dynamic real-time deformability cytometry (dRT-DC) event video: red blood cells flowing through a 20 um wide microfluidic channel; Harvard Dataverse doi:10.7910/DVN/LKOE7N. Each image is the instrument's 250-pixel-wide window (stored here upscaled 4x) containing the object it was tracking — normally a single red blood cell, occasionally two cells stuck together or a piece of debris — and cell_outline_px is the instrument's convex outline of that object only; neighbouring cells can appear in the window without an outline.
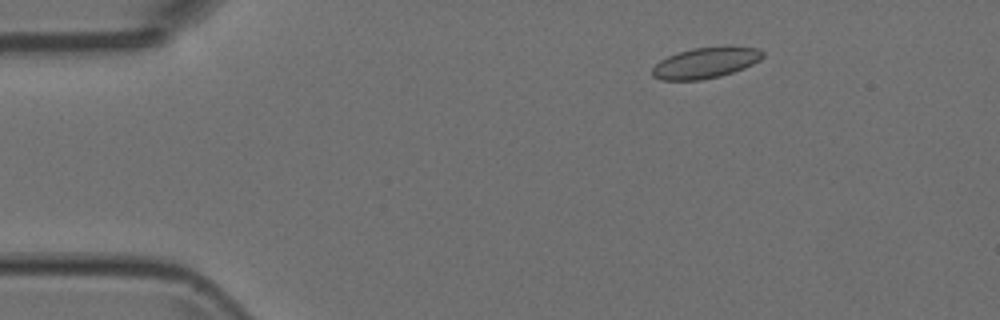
{"species": "Egyptian fruit bat (a non-hibernating species)", "species_latin": "Rousettus aegyptiacus", "temperature_condition": "room temperature", "stored_images_in_passage": 5, "camera_frame_rate_fps": 3000, "um_per_image_px": 0.085, "animal": {"sex": "female"}, "frame": {"image": 1, "passage_image": 2, "time_ms": 0.333, "image_size_px": [1000, 320], "cell_outline_px": [[764, 56], [760, 60], [744, 68], [720, 76], [700, 80], [660, 80], [652, 76], [652, 68], [660, 60], [668, 56], [692, 48], [756, 48], [764, 52]], "centroid_in_image_um": [59.92, 5.37], "position_along_channel_um": 25.1, "area_um2": 19.31}}